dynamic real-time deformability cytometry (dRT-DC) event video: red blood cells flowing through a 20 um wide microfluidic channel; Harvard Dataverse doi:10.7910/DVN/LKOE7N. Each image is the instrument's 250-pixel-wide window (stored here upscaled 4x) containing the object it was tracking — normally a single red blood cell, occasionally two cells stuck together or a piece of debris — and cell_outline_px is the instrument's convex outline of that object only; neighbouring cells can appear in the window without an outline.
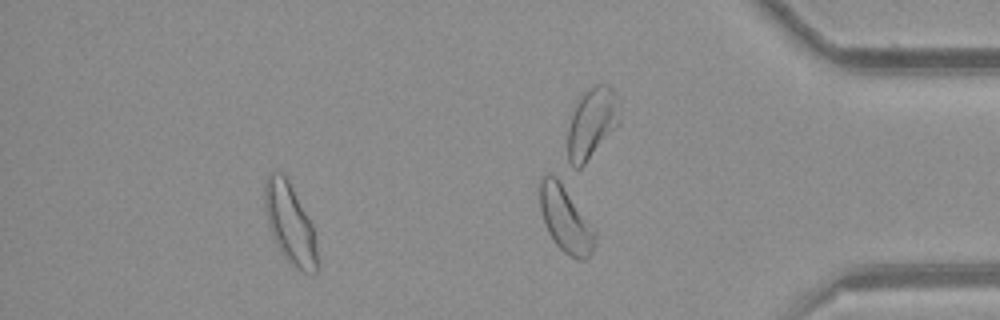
{"species": "common noctule bat (a hibernating species)", "species_latin": "Nyctalus noctula", "temperature_condition": "room temperature", "stored_images_in_passage": 39, "camera_frame_rate_fps": 3000, "um_per_image_px": 0.085, "animal": {"sex": "female", "body_mass_g": 21.9}, "frame": {"image": 1, "passage_image": 39, "time_ms": 12.667, "image_size_px": [1000, 320], "cell_outline_px": [[596, 244], [592, 252], [584, 260], [576, 260], [568, 256], [556, 244], [548, 232], [544, 224], [540, 208], [540, 176], [544, 172], [548, 172], [556, 176], [560, 180], [596, 228]], "centroid_in_image_um": [48.09, 18.62], "position_along_channel_um": 387.1, "area_um2": 21.91}}